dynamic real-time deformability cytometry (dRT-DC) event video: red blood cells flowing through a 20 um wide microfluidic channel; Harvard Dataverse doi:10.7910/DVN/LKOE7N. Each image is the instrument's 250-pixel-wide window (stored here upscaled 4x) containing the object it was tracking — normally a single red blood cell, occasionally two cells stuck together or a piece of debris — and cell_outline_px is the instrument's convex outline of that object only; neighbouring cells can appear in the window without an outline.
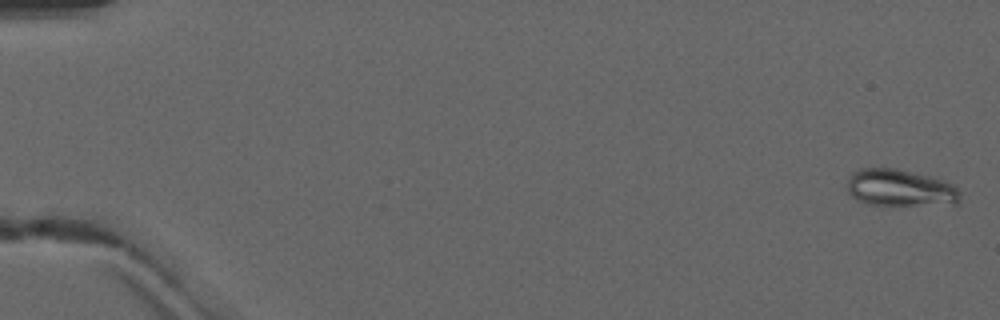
{"species": "common noctule bat (a hibernating species)", "species_latin": "Nyctalus noctula", "temperature_condition": "warm", "stored_images_in_passage": 51, "camera_frame_rate_fps": 3000, "um_per_image_px": 0.085, "animal": {"sex": "male", "forearm_length_mm": 52.5}, "frame": {"image": 1, "passage_image": 2, "time_ms": 0.333, "image_size_px": [1000, 320], "cell_outline_px": [[960, 200], [956, 204], [868, 204], [856, 200], [848, 192], [848, 176], [852, 172], [860, 168], [896, 168], [944, 180], [952, 184], [960, 192]], "centroid_in_image_um": [76.48, 15.96], "position_along_channel_um": 8.5, "area_um2": 24.1}}
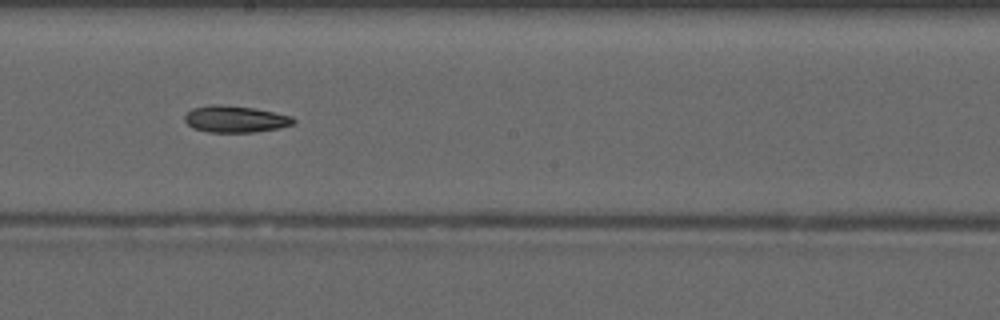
{"frame": {"image": 2, "passage_image": 30, "time_ms": 9.667, "image_size_px": [1000, 320], "cell_outline_px": [[296, 120], [292, 124], [280, 128], [256, 132], [208, 132], [192, 128], [184, 120], [184, 116], [192, 108], [208, 104], [220, 104], [252, 108], [292, 116]], "centroid_in_image_um": [19.96, 10.12], "position_along_channel_um": 228.2, "area_um2": 16.94}}
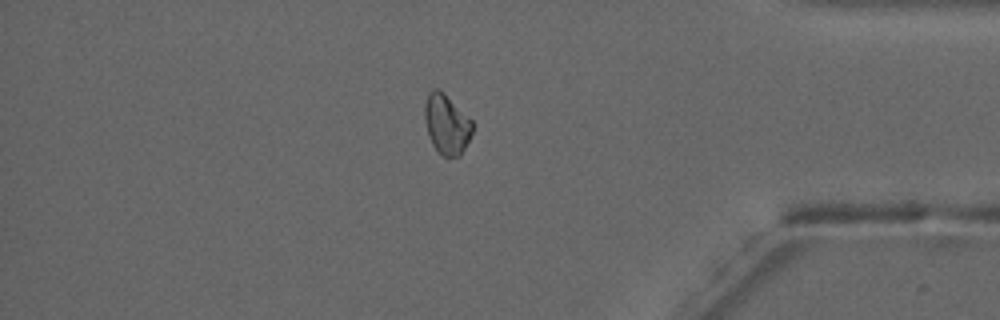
{"frame": {"image": 3, "passage_image": 44, "time_ms": 14.333, "image_size_px": [1000, 320], "cell_outline_px": [[472, 132], [460, 156], [448, 160], [432, 144], [428, 132], [424, 116], [424, 104], [428, 92], [432, 88], [436, 88], [472, 120]], "centroid_in_image_um": [37.94, 10.6], "position_along_channel_um": 397.3, "area_um2": 16.3}}